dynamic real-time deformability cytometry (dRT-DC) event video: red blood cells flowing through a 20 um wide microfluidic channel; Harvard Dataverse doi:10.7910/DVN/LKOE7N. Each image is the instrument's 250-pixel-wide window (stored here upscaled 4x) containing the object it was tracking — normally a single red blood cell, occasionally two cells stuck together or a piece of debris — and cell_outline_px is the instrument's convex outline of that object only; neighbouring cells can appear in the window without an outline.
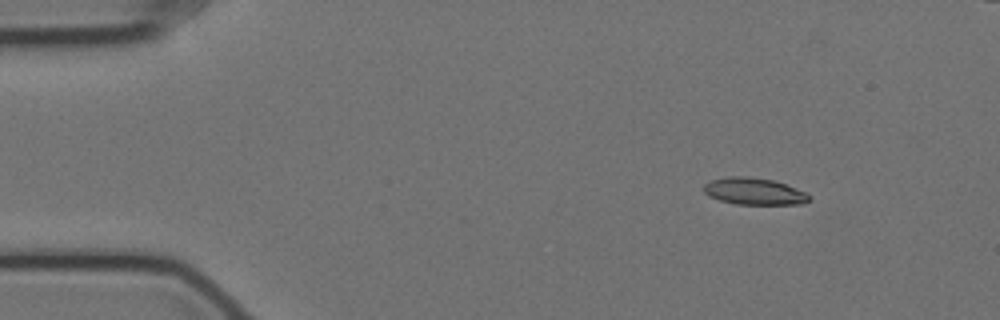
{"species": "Egyptian fruit bat (a non-hibernating species)", "species_latin": "Rousettus aegyptiacus", "temperature_condition": "cold", "stored_images_in_passage": 52, "segment_of_instrument_passage": [1, 2], "camera_frame_rate_fps": 3000, "um_per_image_px": 0.085, "animal": {"sex": "female"}, "frame": {"image": 1, "passage_image": 1, "time_ms": 0.0, "image_size_px": [1000, 320], "cell_outline_px": [[812, 200], [804, 204], [736, 204], [720, 200], [708, 196], [704, 192], [704, 184], [712, 180], [732, 176], [744, 176], [772, 180], [784, 184], [804, 192], [812, 196]], "centroid_in_image_um": [64.12, 16.28], "position_along_channel_um": 20.9, "area_um2": 16.36}}
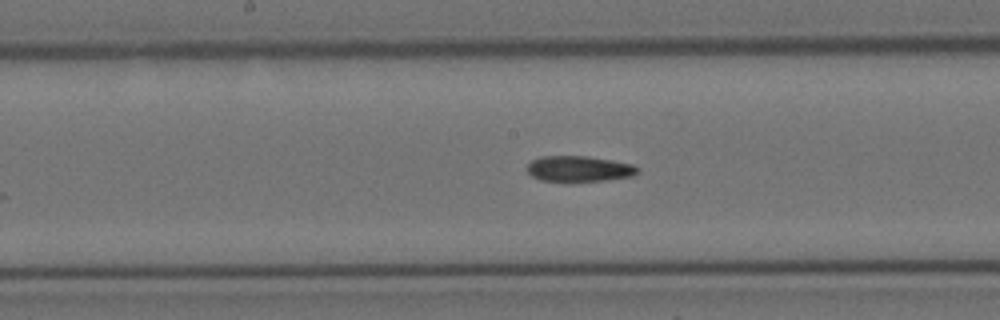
{"frame": {"image": 2, "passage_image": 23, "time_ms": 7.333, "image_size_px": [1000, 320], "cell_outline_px": [[640, 172], [632, 176], [608, 180], [568, 184], [540, 180], [532, 176], [528, 172], [528, 164], [532, 160], [540, 156], [588, 156], [612, 160], [632, 164]], "centroid_in_image_um": [49.19, 14.39], "position_along_channel_um": 199.0, "area_um2": 17.22}}
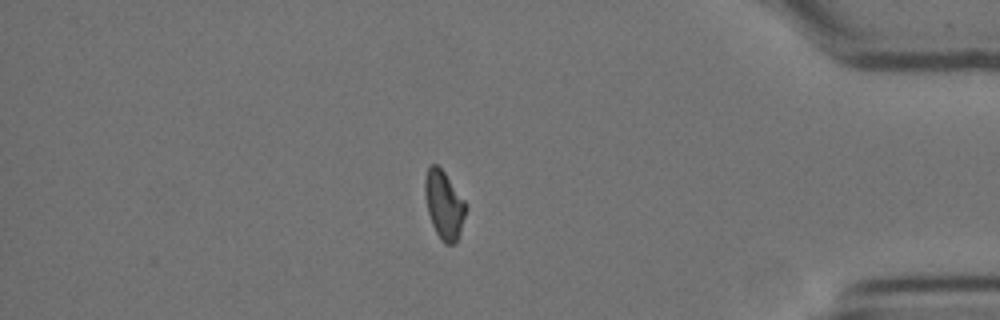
{"frame": {"image": 3, "passage_image": 43, "time_ms": 14.0, "image_size_px": [1000, 320], "cell_outline_px": [[464, 216], [460, 232], [456, 240], [452, 244], [444, 244], [440, 240], [432, 224], [428, 212], [424, 192], [424, 180], [428, 168], [432, 164], [436, 164], [444, 172], [464, 200]], "centroid_in_image_um": [37.7, 17.41], "position_along_channel_um": 397.5, "area_um2": 15.78}}